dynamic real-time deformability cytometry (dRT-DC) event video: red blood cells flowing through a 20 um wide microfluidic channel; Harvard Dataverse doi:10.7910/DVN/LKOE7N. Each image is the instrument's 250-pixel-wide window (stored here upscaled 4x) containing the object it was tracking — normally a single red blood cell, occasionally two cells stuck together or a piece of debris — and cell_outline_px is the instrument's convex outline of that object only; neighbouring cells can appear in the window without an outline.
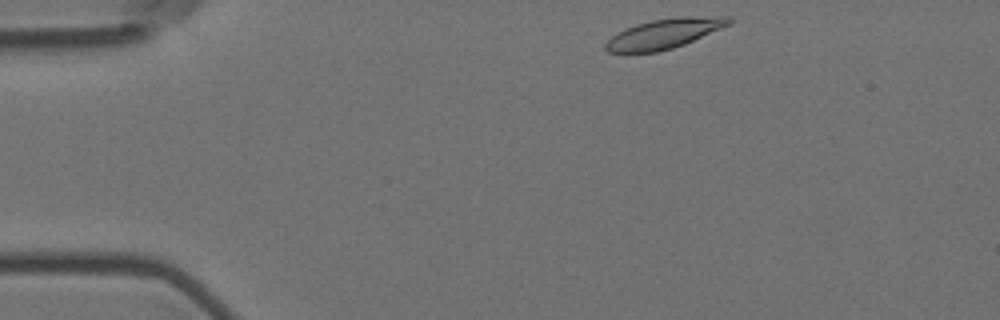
{"species": "Egyptian fruit bat (a non-hibernating species)", "species_latin": "Rousettus aegyptiacus", "temperature_condition": "room temperature", "stored_images_in_passage": 49, "camera_frame_rate_fps": 3000, "um_per_image_px": 0.085, "animal": {"sex": "female"}, "frame": {"image": 1, "passage_image": 1, "time_ms": 0.0, "image_size_px": [1000, 320], "cell_outline_px": [[732, 20], [728, 24], [720, 28], [684, 44], [672, 48], [656, 52], [608, 52], [604, 48], [604, 44], [612, 36], [636, 24], [652, 20], [680, 16], [728, 16]], "centroid_in_image_um": [56.44, 2.85], "position_along_channel_um": 28.6, "area_um2": 20.98}}
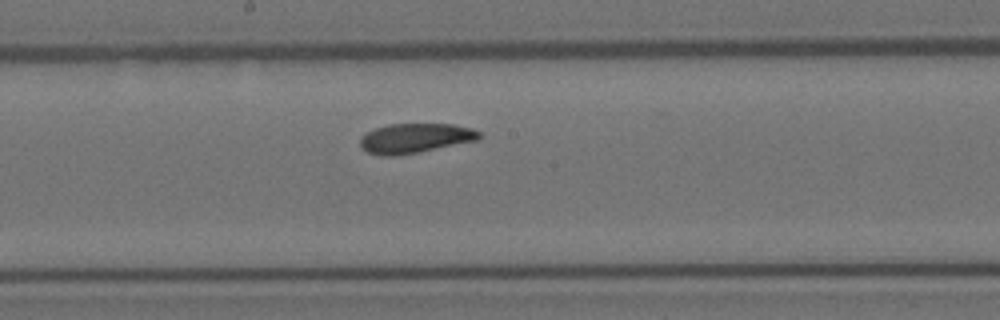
{"frame": {"image": 2, "passage_image": 22, "time_ms": 7.0, "image_size_px": [1000, 320], "cell_outline_px": [[480, 136], [476, 140], [416, 152], [392, 156], [380, 156], [368, 152], [360, 148], [360, 136], [376, 128], [388, 124], [452, 124], [472, 128], [480, 132]], "centroid_in_image_um": [35.23, 11.74], "position_along_channel_um": 213.0, "area_um2": 20.29}}
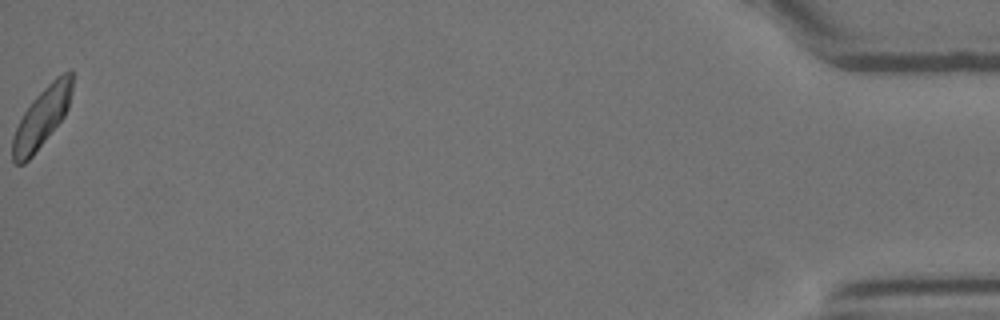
{"frame": {"image": 3, "passage_image": 49, "time_ms": 16.0, "image_size_px": [1000, 320], "cell_outline_px": [[72, 88], [68, 108], [64, 116], [32, 156], [24, 164], [16, 164], [12, 160], [12, 136], [24, 112], [32, 100], [56, 76], [72, 68]], "centroid_in_image_um": [3.54, 9.98], "position_along_channel_um": 431.7, "area_um2": 20.46}, "authors_computed_cell_mechanics": {"area_um2": 21.0392, "velocity_mm_per_s": 3.5258, "shape_relaxation_time_tau1_ms": 2.6293, "shape_relaxation_time_tau2_ms": 3.9585, "deformation_change_tau1": 0.11, "deformation_change_tau2": 0.081}}